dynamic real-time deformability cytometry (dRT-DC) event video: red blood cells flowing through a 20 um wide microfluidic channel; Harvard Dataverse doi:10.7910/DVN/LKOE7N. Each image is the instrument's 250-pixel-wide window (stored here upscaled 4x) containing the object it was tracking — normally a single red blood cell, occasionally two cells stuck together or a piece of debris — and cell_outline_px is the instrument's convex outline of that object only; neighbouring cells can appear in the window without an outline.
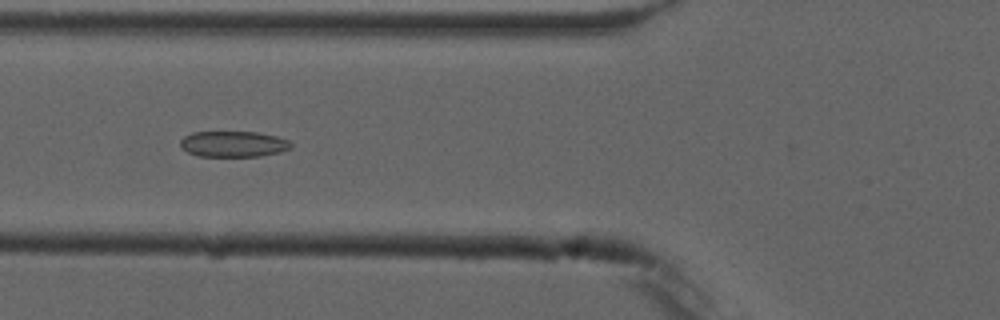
{"species": "common noctule bat (a hibernating species)", "species_latin": "Nyctalus noctula", "temperature_condition": "cold", "stored_images_in_passage": 7, "camera_frame_rate_fps": 3000, "um_per_image_px": 0.085, "animal": {"sex": "male", "forearm_length_mm": 52.5}, "frame": {"image": 1, "passage_image": 6, "time_ms": 5.667, "image_size_px": [1000, 320], "cell_outline_px": [[292, 148], [280, 152], [260, 156], [196, 156], [180, 148], [180, 140], [184, 136], [192, 132], [256, 132], [276, 136], [288, 140], [292, 144]], "centroid_in_image_um": [19.82, 12.24], "position_along_channel_um": 106.0, "area_um2": 16.76}}
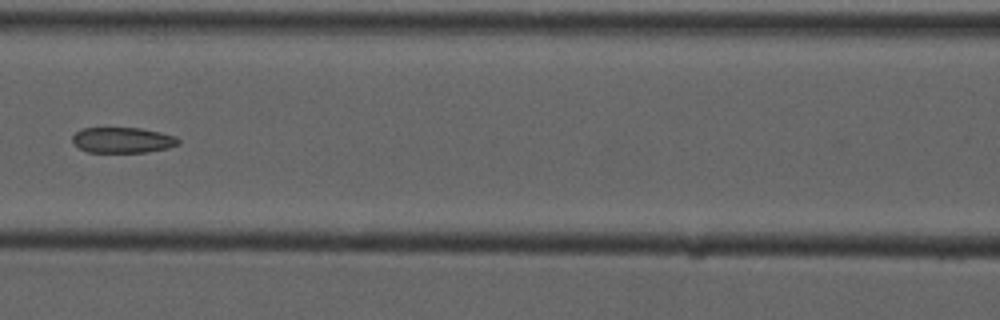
{"frame": {"image": 2, "passage_image": 7, "time_ms": 7.0, "image_size_px": [1000, 320], "cell_outline_px": [[180, 144], [168, 148], [144, 152], [88, 152], [80, 148], [72, 140], [72, 136], [76, 132], [84, 128], [140, 128], [160, 132], [176, 136], [180, 140]], "centroid_in_image_um": [10.46, 11.9], "position_along_channel_um": 156.1, "area_um2": 15.72}}